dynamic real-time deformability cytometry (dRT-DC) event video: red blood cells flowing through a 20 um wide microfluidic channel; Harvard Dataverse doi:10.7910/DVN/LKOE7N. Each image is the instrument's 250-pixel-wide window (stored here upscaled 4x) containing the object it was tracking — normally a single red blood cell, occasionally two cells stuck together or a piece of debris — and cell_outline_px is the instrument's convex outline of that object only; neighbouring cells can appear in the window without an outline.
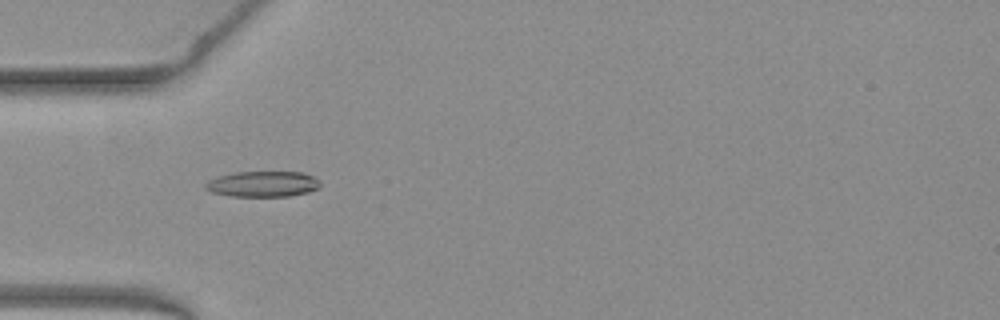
{"species": "common noctule bat (a hibernating species)", "species_latin": "Nyctalus noctula", "temperature_condition": "warm", "stored_images_in_passage": 52, "camera_frame_rate_fps": 3000, "um_per_image_px": 0.085, "animal": {"sex": "female", "body_mass_g": 19.3, "forearm_length_mm": 54.1}, "frame": {"image": 1, "passage_image": 17, "time_ms": 5.333, "image_size_px": [1000, 320], "cell_outline_px": [[320, 188], [308, 192], [288, 196], [228, 196], [212, 192], [204, 188], [204, 184], [208, 180], [220, 176], [236, 172], [304, 172], [320, 180]], "centroid_in_image_um": [22.35, 15.64], "position_along_channel_um": 62.7, "area_um2": 17.22}}
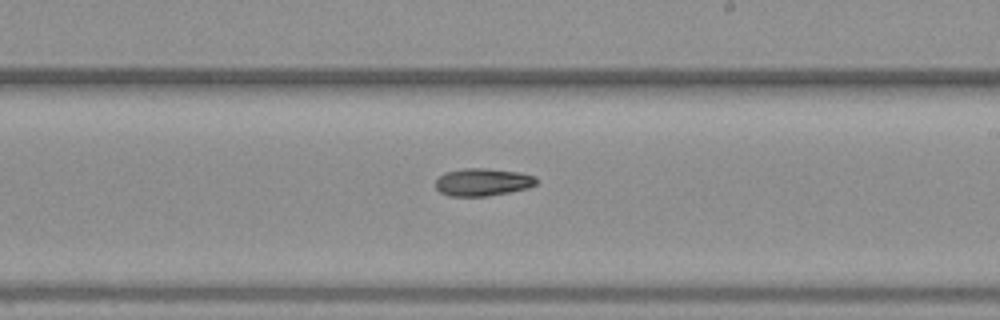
{"frame": {"image": 2, "passage_image": 31, "time_ms": 10.0, "image_size_px": [1000, 320], "cell_outline_px": [[536, 184], [528, 188], [488, 196], [448, 196], [440, 192], [436, 188], [436, 180], [444, 172], [464, 168], [484, 168], [520, 172], [536, 176]], "centroid_in_image_um": [41.02, 15.47], "position_along_channel_um": 248.0, "area_um2": 16.24}}
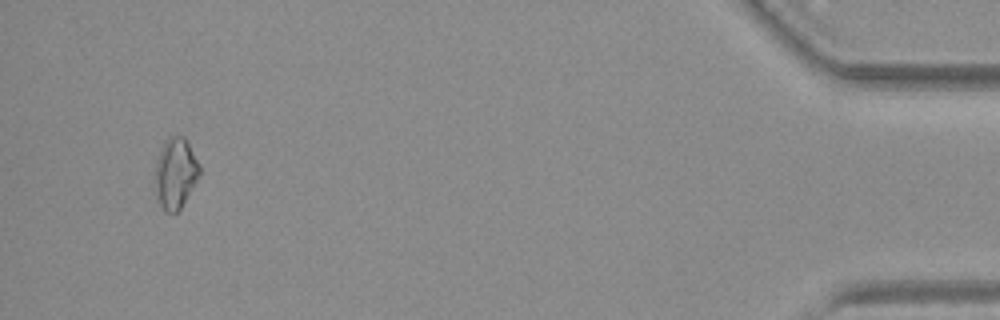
{"frame": {"image": 3, "passage_image": 50, "time_ms": 16.333, "image_size_px": [1000, 320], "cell_outline_px": [[200, 176], [180, 208], [176, 212], [168, 212], [160, 204], [156, 192], [156, 164], [160, 148], [172, 136], [184, 136], [200, 164]], "centroid_in_image_um": [14.95, 14.71], "position_along_channel_um": 420.3, "area_um2": 17.86}}